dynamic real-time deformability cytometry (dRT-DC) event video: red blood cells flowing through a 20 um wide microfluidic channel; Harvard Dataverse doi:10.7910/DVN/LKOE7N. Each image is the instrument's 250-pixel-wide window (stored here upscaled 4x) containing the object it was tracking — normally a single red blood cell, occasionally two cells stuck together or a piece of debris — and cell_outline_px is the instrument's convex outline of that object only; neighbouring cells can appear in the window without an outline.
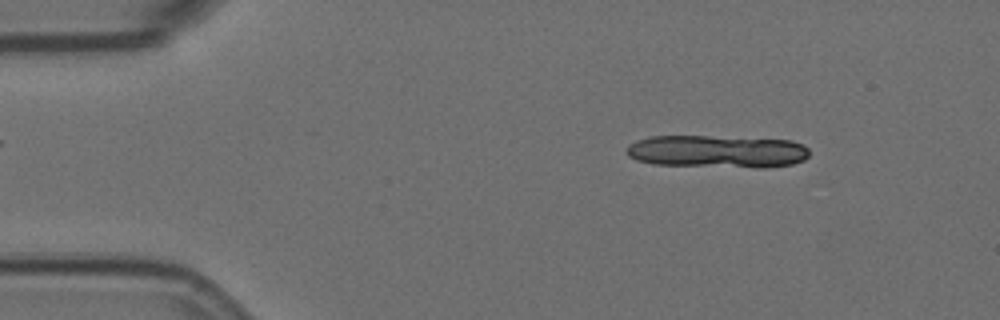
{"species": "Egyptian fruit bat (a non-hibernating species)", "species_latin": "Rousettus aegyptiacus", "temperature_condition": "room temperature", "stored_images_in_passage": 5, "segment_of_instrument_passage": [1, 2], "camera_frame_rate_fps": 3000, "um_per_image_px": 0.085, "animal": {"sex": "female"}, "frame": {"image": 1, "passage_image": 2, "time_ms": 0.333, "image_size_px": [1000, 320], "cell_outline_px": [[808, 156], [804, 160], [792, 164], [768, 168], [760, 168], [656, 164], [636, 160], [628, 156], [628, 144], [636, 140], [652, 136], [708, 136], [792, 140], [804, 144], [808, 148]], "centroid_in_image_um": [61.0, 12.87], "position_along_channel_um": 24.0, "area_um2": 34.91}}